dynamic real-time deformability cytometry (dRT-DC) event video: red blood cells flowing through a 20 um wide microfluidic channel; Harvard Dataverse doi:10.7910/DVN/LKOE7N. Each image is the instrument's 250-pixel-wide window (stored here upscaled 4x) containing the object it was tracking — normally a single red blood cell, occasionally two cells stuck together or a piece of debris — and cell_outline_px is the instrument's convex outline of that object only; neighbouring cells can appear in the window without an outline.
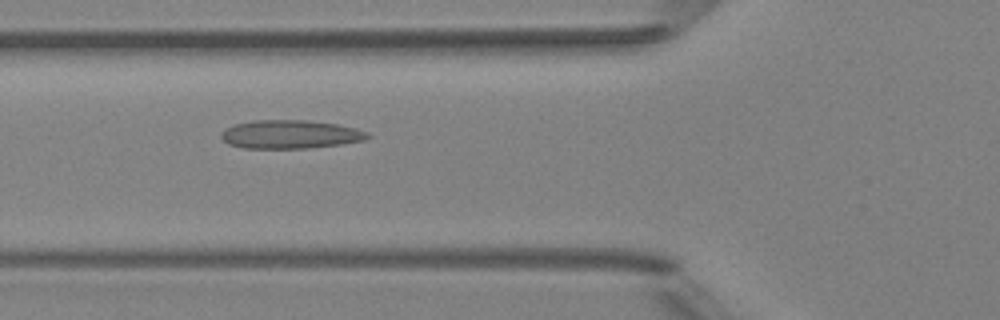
{"species": "Egyptian fruit bat (a non-hibernating species)", "species_latin": "Rousettus aegyptiacus", "temperature_condition": "room temperature", "stored_images_in_passage": 8, "camera_frame_rate_fps": 3000, "um_per_image_px": 0.085, "animal": {"sex": "female"}, "frame": {"image": 1, "passage_image": 6, "time_ms": 5.667, "image_size_px": [1000, 320], "cell_outline_px": [[372, 136], [364, 140], [340, 144], [308, 148], [244, 148], [228, 144], [220, 136], [220, 132], [236, 124], [252, 120], [304, 120], [336, 124], [356, 128], [368, 132]], "centroid_in_image_um": [24.68, 11.42], "position_along_channel_um": 101.1, "area_um2": 24.22}}
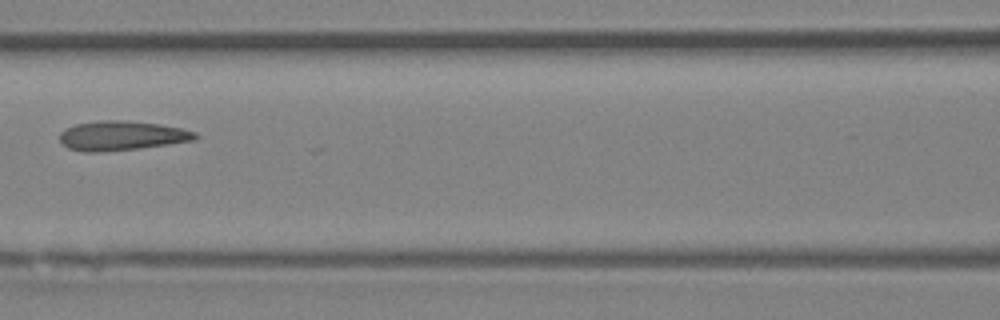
{"frame": {"image": 2, "passage_image": 7, "time_ms": 7.0, "image_size_px": [1000, 320], "cell_outline_px": [[200, 136], [196, 140], [140, 148], [96, 152], [84, 152], [68, 148], [60, 144], [60, 132], [64, 128], [76, 124], [100, 120], [120, 120], [160, 124], [180, 128], [196, 132]], "centroid_in_image_um": [10.32, 11.53], "position_along_channel_um": 156.3, "area_um2": 23.35}}
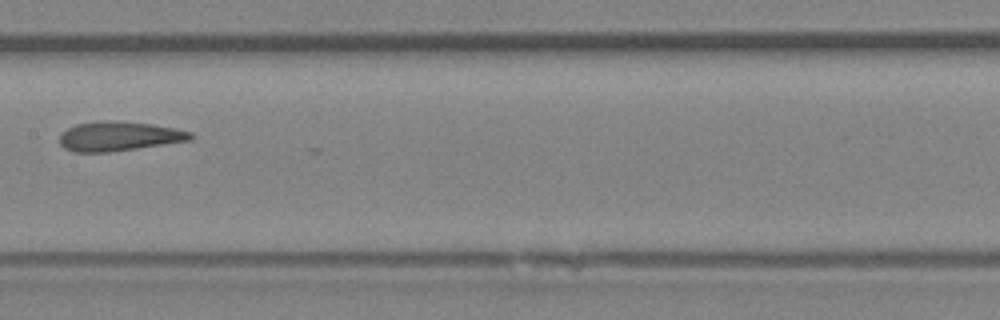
{"frame": {"image": 3, "passage_image": 8, "time_ms": 8.0, "image_size_px": [1000, 320], "cell_outline_px": [[196, 136], [192, 140], [108, 152], [72, 152], [64, 148], [60, 144], [60, 136], [68, 128], [76, 124], [108, 120], [116, 120], [152, 124], [176, 128], [192, 132]], "centroid_in_image_um": [10.15, 11.58], "position_along_channel_um": 197.2, "area_um2": 22.48}}